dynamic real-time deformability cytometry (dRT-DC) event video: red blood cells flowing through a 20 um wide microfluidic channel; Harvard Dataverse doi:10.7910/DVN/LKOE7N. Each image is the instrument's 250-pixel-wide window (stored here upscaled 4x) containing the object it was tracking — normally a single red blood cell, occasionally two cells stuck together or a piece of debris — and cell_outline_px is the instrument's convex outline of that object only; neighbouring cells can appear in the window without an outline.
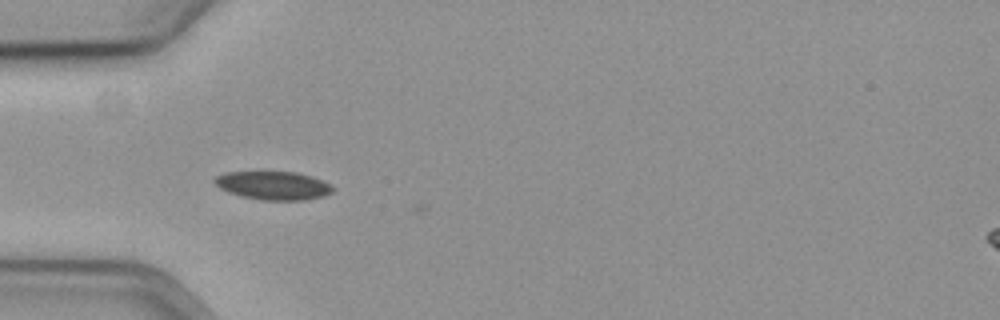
{"species": "common noctule bat (a hibernating species)", "species_latin": "Nyctalus noctula", "temperature_condition": "cold", "stored_images_in_passage": 4, "camera_frame_rate_fps": 3000, "um_per_image_px": 0.085, "animal": {"sex": "female", "body_mass_g": 19.3, "forearm_length_mm": 54.1}, "frame": {"image": 1, "passage_image": 3, "time_ms": 0.667, "image_size_px": [1000, 320], "cell_outline_px": [[336, 188], [332, 192], [324, 196], [308, 200], [260, 200], [240, 196], [228, 192], [220, 188], [212, 180], [216, 176], [224, 172], [296, 172], [312, 176], [332, 184]], "centroid_in_image_um": [23.26, 15.77], "position_along_channel_um": 61.7, "area_um2": 19.83}}